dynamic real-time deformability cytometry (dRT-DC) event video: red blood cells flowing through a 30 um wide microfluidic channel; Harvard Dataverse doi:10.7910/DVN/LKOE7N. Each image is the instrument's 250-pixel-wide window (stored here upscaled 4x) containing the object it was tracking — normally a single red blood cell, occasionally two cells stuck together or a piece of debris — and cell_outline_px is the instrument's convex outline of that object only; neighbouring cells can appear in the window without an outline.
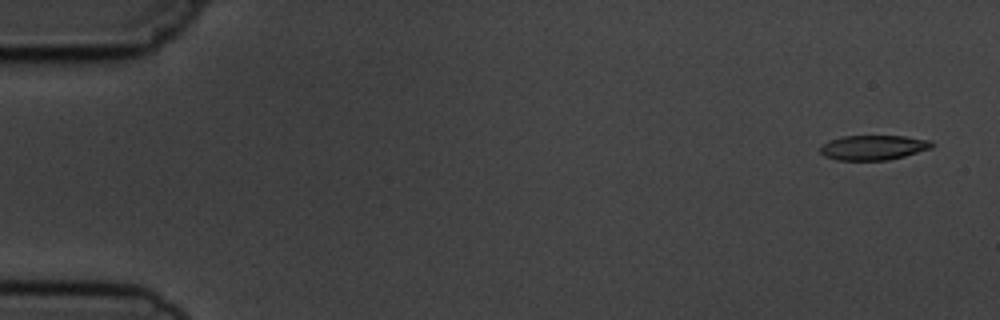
{"species": "common noctule bat (a hibernating species)", "species_latin": "Nyctalus noctula", "temperature_condition": "cold", "stored_images_in_passage": 5, "camera_frame_rate_fps": 3000, "um_per_image_px": 0.085, "animal": {"sex": "male", "body_mass_g": 19.5, "forearm_length_mm": 54.6}, "frame": {"image": 1, "passage_image": 1, "time_ms": 0.0, "image_size_px": [1000, 320], "cell_outline_px": [[932, 148], [904, 156], [888, 160], [836, 160], [824, 156], [820, 152], [820, 148], [828, 140], [840, 136], [904, 136], [932, 140]], "centroid_in_image_um": [74.22, 12.54], "position_along_channel_um": 10.8, "area_um2": 16.18}}
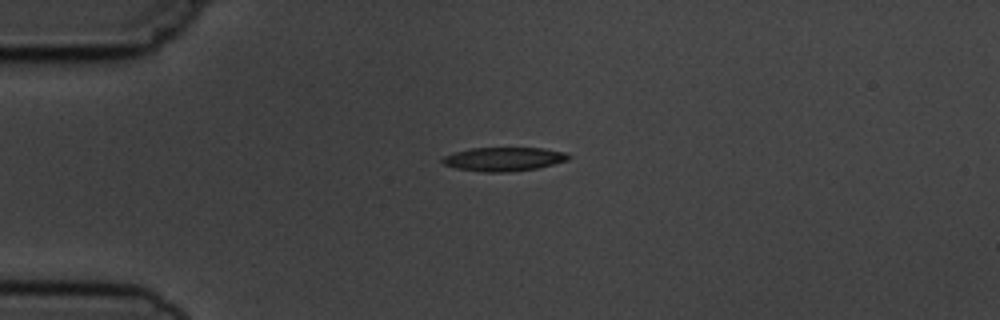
{"frame": {"image": 2, "passage_image": 4, "time_ms": 3.667, "image_size_px": [1000, 320], "cell_outline_px": [[572, 156], [568, 160], [536, 168], [508, 172], [484, 172], [456, 168], [444, 164], [440, 160], [444, 156], [452, 152], [472, 148], [544, 148], [564, 152]], "centroid_in_image_um": [42.8, 13.52], "position_along_channel_um": 42.2, "area_um2": 17.46}}